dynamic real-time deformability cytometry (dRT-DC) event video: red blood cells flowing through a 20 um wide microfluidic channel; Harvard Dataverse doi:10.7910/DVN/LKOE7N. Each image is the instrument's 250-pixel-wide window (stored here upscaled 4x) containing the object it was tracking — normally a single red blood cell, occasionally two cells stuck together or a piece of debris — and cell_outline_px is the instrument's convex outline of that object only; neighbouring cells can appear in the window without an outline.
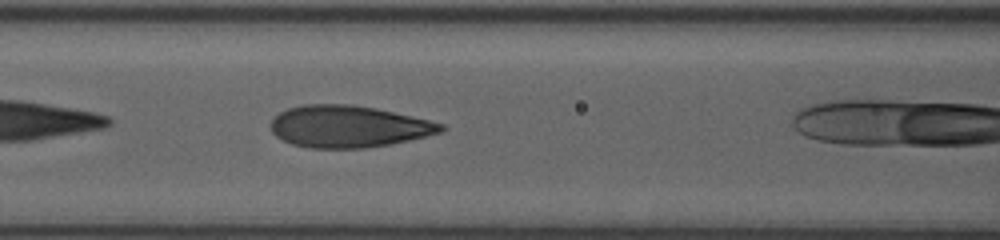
{"species": "human", "species_latin": "Homo sapiens", "temperature_condition": "room temperature", "stored_images_in_passage": 13, "camera_frame_rate_fps": 3000, "um_per_image_px": 0.085, "donor": {"sex": "female"}, "frame": {"image": 1, "passage_image": 6, "time_ms": 1.667, "image_size_px": [1000, 240], "cell_outline_px": [[444, 128], [440, 132], [392, 144], [364, 148], [308, 148], [292, 144], [276, 136], [272, 132], [272, 120], [280, 112], [288, 108], [304, 104], [348, 104], [372, 108], [392, 112], [428, 120], [444, 124]], "centroid_in_image_um": [29.58, 10.76], "position_along_channel_um": 137.0, "area_um2": 41.04}}
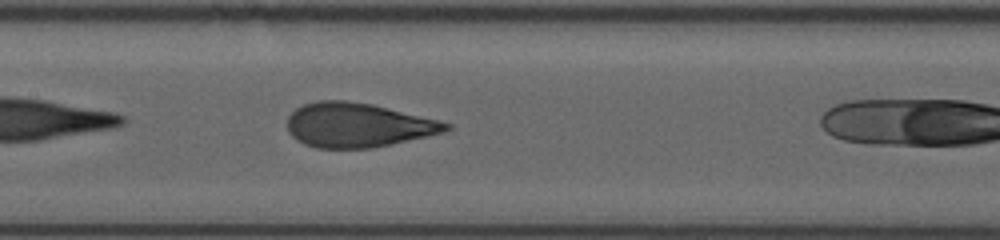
{"frame": {"image": 2, "passage_image": 11, "time_ms": 2.667, "image_size_px": [1000, 240], "cell_outline_px": [[452, 128], [444, 132], [372, 148], [316, 148], [304, 144], [296, 140], [288, 132], [288, 116], [296, 108], [304, 104], [316, 100], [344, 100], [372, 104], [452, 124]], "centroid_in_image_um": [30.36, 10.63], "position_along_channel_um": 177.0, "area_um2": 40.75}}